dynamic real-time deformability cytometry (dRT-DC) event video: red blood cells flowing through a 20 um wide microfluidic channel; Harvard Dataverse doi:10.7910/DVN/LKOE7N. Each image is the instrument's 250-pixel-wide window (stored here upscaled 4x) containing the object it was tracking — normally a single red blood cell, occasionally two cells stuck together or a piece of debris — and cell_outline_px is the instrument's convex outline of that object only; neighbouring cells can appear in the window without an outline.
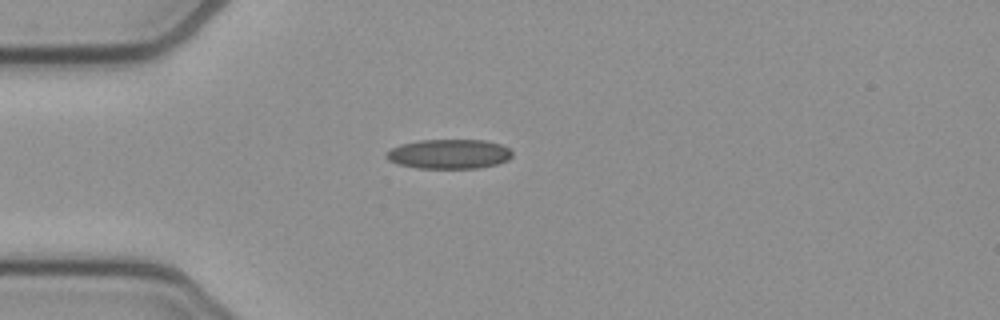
{"species": "common noctule bat (a hibernating species)", "species_latin": "Nyctalus noctula", "temperature_condition": "cold", "stored_images_in_passage": 40, "camera_frame_rate_fps": 3000, "um_per_image_px": 0.085, "animal": {"sex": "female", "body_mass_g": 21.9}, "frame": {"image": 1, "passage_image": 1, "time_ms": 0.0, "image_size_px": [1000, 320], "cell_outline_px": [[512, 156], [508, 160], [496, 164], [480, 168], [416, 168], [400, 164], [388, 160], [384, 156], [392, 148], [400, 144], [420, 140], [488, 140], [500, 144], [508, 148], [512, 152]], "centroid_in_image_um": [38.18, 13.09], "position_along_channel_um": 46.8, "area_um2": 21.68}}
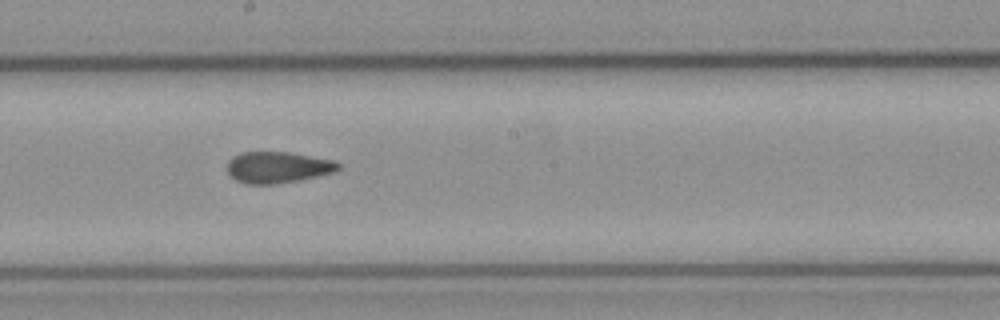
{"frame": {"image": 2, "passage_image": 16, "time_ms": 5.0, "image_size_px": [1000, 320], "cell_outline_px": [[340, 168], [336, 172], [300, 180], [276, 184], [248, 184], [236, 180], [228, 172], [228, 160], [232, 156], [240, 152], [288, 152], [332, 160], [340, 164]], "centroid_in_image_um": [23.61, 14.22], "position_along_channel_um": 224.6, "area_um2": 20.29}}
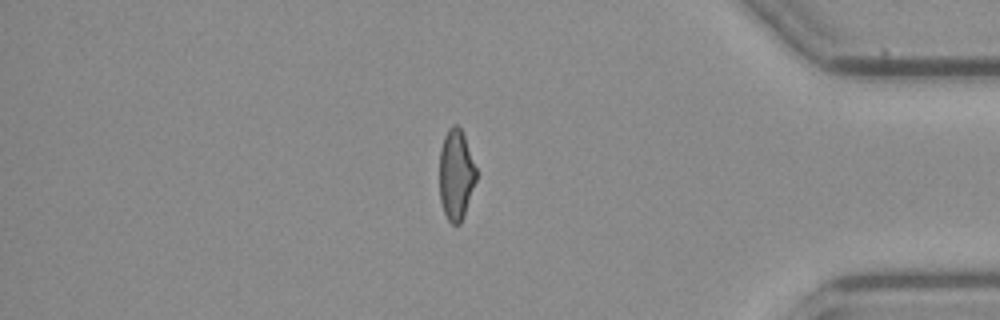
{"frame": {"image": 3, "passage_image": 32, "time_ms": 10.333, "image_size_px": [1000, 320], "cell_outline_px": [[476, 180], [464, 216], [460, 224], [452, 224], [448, 220], [444, 212], [440, 200], [440, 148], [444, 136], [448, 128], [452, 124], [456, 124], [460, 128], [464, 136], [476, 168]], "centroid_in_image_um": [38.75, 14.85], "position_along_channel_um": 396.4, "area_um2": 19.31}, "authors_computed_cell_mechanics": {"area_um2": 20.519, "velocity_mm_per_s": 3.8348, "shape_relaxation_time_tau1_ms": 9.5761, "shape_relaxation_time_tau2_ms": 2.1188, "deformation_change_tau1": 0.1807, "deformation_change_tau2": 0.0853}}